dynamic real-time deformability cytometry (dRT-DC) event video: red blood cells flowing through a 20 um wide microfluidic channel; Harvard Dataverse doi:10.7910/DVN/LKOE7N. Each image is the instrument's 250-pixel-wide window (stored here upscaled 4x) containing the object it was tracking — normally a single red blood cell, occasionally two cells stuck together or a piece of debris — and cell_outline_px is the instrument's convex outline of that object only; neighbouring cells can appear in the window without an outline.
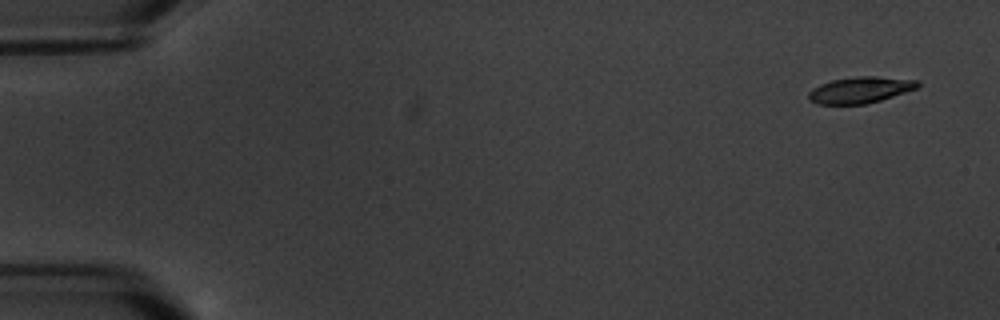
{"species": "common noctule bat (a hibernating species)", "species_latin": "Nyctalus noctula", "temperature_condition": "warm", "stored_images_in_passage": 6, "camera_frame_rate_fps": 3000, "um_per_image_px": 0.085, "animal": {"sex": "male", "body_mass_g": 20.1, "forearm_length_mm": 53.5}, "frame": {"image": 1, "passage_image": 1, "time_ms": 0.0, "image_size_px": [1000, 320], "cell_outline_px": [[920, 88], [880, 100], [864, 104], [816, 104], [808, 100], [808, 92], [812, 88], [820, 84], [832, 80], [860, 76], [876, 76], [920, 80]], "centroid_in_image_um": [73.14, 7.64], "position_along_channel_um": 11.9, "area_um2": 16.88}}
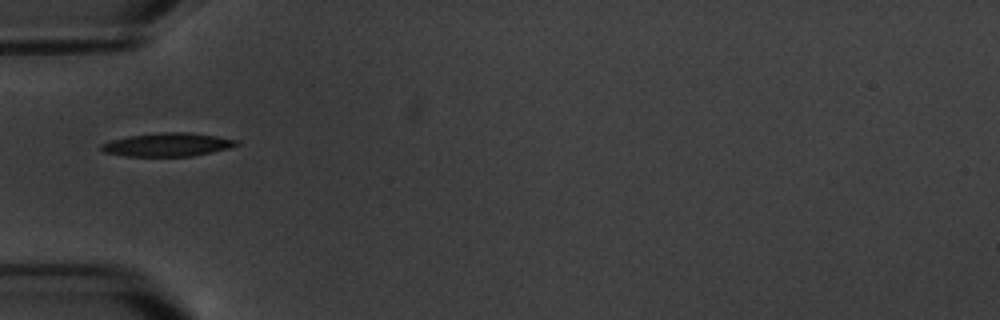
{"frame": {"image": 2, "passage_image": 5, "time_ms": 5.667, "image_size_px": [1000, 320], "cell_outline_px": [[240, 144], [228, 148], [212, 152], [192, 156], [124, 156], [104, 152], [100, 148], [100, 144], [112, 140], [128, 136], [164, 132], [188, 132], [216, 136], [240, 140]], "centroid_in_image_um": [14.26, 12.29], "position_along_channel_um": 70.7, "area_um2": 18.44}}